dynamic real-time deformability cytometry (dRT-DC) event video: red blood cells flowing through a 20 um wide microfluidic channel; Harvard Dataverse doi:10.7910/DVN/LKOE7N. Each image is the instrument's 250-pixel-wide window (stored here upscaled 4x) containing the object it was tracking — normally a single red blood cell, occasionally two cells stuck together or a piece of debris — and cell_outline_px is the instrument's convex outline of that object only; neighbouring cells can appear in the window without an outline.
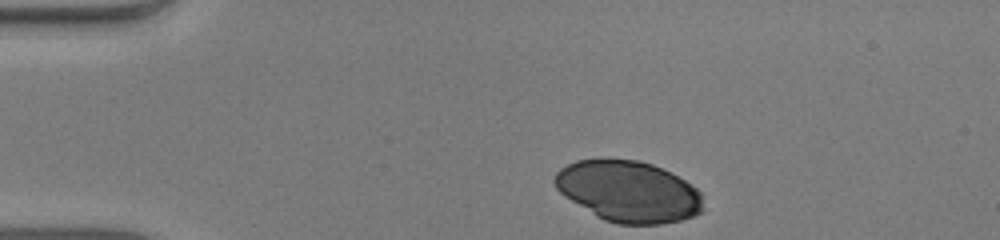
{"species": "human", "species_latin": "Homo sapiens", "temperature_condition": "warm", "stored_images_in_passage": 34, "camera_frame_rate_fps": 3000, "um_per_image_px": 0.085, "donor": {"sex": "male"}, "frame": {"image": 1, "passage_image": 1, "time_ms": 0.0, "image_size_px": [1000, 240], "cell_outline_px": [[704, 208], [700, 212], [692, 216], [680, 220], [660, 224], [616, 224], [604, 220], [596, 216], [564, 196], [556, 188], [552, 180], [556, 172], [560, 168], [576, 160], [608, 156], [640, 160], [652, 164], [684, 180], [696, 188], [700, 192]], "centroid_in_image_um": [53.36, 16.23], "position_along_channel_um": 31.6, "area_um2": 53.47}}